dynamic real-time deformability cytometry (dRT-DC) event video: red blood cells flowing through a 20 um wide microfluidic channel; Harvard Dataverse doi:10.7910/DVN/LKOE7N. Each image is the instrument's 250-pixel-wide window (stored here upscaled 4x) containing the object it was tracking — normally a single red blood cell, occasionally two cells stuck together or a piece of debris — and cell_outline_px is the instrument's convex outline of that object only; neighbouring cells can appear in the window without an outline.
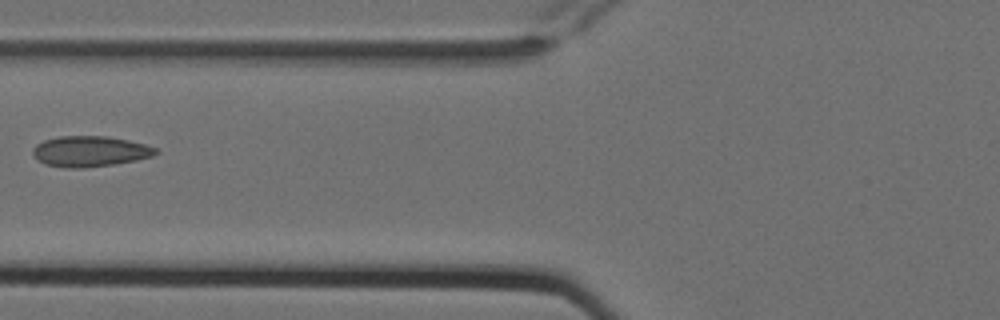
{"species": "Egyptian fruit bat (a non-hibernating species)", "species_latin": "Rousettus aegyptiacus", "temperature_condition": "cold", "stored_images_in_passage": 5, "camera_frame_rate_fps": 3000, "um_per_image_px": 0.085, "animal": {"sex": "female"}, "frame": {"image": 1, "passage_image": 5, "time_ms": 1.333, "image_size_px": [1000, 320], "cell_outline_px": [[160, 152], [152, 156], [136, 160], [116, 164], [84, 168], [64, 168], [44, 164], [32, 152], [32, 148], [36, 144], [44, 140], [60, 136], [104, 136], [128, 140], [144, 144], [156, 148]], "centroid_in_image_um": [7.65, 12.87], "position_along_channel_um": 118.2, "area_um2": 21.96}}